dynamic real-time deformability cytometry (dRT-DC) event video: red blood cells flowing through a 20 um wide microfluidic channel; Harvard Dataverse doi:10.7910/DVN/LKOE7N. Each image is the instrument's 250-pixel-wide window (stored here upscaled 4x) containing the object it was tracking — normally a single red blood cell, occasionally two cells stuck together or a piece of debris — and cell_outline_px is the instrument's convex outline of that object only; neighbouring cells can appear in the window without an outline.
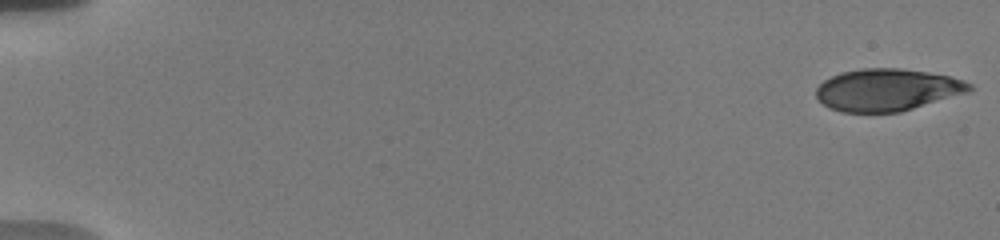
{"species": "human", "species_latin": "Homo sapiens", "temperature_condition": "warm", "stored_images_in_passage": 56, "camera_frame_rate_fps": 3000, "um_per_image_px": 0.085, "donor": {"sex": "male"}, "frame": {"image": 1, "passage_image": 1, "time_ms": 0.0, "image_size_px": [1000, 240], "cell_outline_px": [[972, 88], [968, 92], [900, 112], [840, 112], [828, 108], [816, 96], [816, 88], [824, 80], [840, 72], [864, 68], [900, 68], [928, 72], [948, 76], [964, 80], [972, 84]], "centroid_in_image_um": [75.39, 7.63], "position_along_channel_um": 9.6, "area_um2": 37.57}}
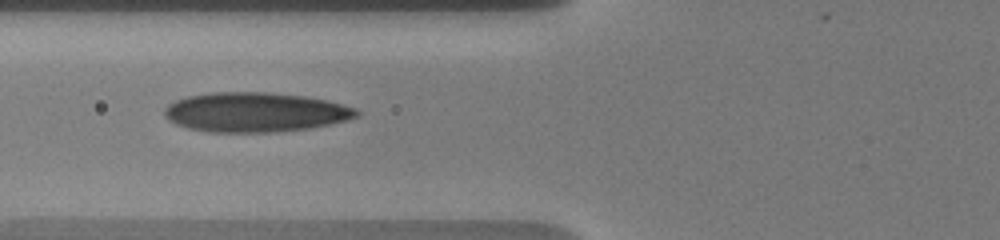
{"frame": {"image": 2, "passage_image": 23, "time_ms": 7.333, "image_size_px": [1000, 240], "cell_outline_px": [[360, 116], [348, 120], [332, 124], [308, 128], [276, 132], [208, 132], [188, 128], [176, 124], [168, 120], [164, 116], [164, 108], [168, 104], [176, 100], [188, 96], [212, 92], [268, 92], [304, 96], [324, 100], [356, 108], [360, 112]], "centroid_in_image_um": [21.69, 9.54], "position_along_channel_um": 104.1, "area_um2": 44.45}}
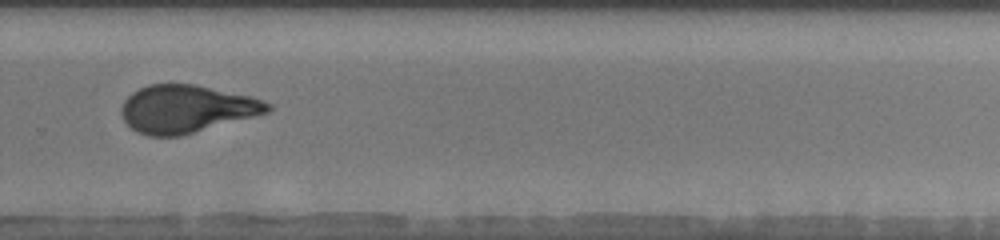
{"frame": {"image": 3, "passage_image": 40, "time_ms": 13.0, "image_size_px": [1000, 240], "cell_outline_px": [[272, 108], [268, 112], [180, 136], [148, 136], [136, 132], [124, 120], [120, 112], [120, 108], [124, 100], [132, 92], [148, 84], [196, 84], [252, 96], [272, 104]], "centroid_in_image_um": [15.83, 9.25], "position_along_channel_um": 314.0, "area_um2": 40.63}, "authors_computed_cell_mechanics": {"area_um2": 40.8068, "velocity_mm_per_s": 3.7075, "shape_relaxation_time_tau1_ms": 6.6995, "shape_relaxation_time_tau2_ms": 1.1841, "deformation_change_tau1": 0.2254, "deformation_change_tau2": 0.0862}}